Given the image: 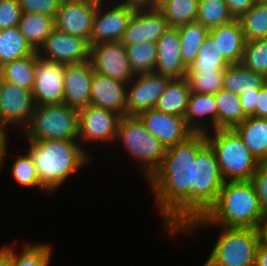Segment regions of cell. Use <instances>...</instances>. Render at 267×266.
I'll use <instances>...</instances> for the list:
<instances>
[{"instance_id": "22", "label": "cell", "mask_w": 267, "mask_h": 266, "mask_svg": "<svg viewBox=\"0 0 267 266\" xmlns=\"http://www.w3.org/2000/svg\"><path fill=\"white\" fill-rule=\"evenodd\" d=\"M208 35L230 64L241 63L246 40L239 19L210 29Z\"/></svg>"}, {"instance_id": "12", "label": "cell", "mask_w": 267, "mask_h": 266, "mask_svg": "<svg viewBox=\"0 0 267 266\" xmlns=\"http://www.w3.org/2000/svg\"><path fill=\"white\" fill-rule=\"evenodd\" d=\"M40 58L62 64H77L90 60L89 42L54 28L37 51Z\"/></svg>"}, {"instance_id": "20", "label": "cell", "mask_w": 267, "mask_h": 266, "mask_svg": "<svg viewBox=\"0 0 267 266\" xmlns=\"http://www.w3.org/2000/svg\"><path fill=\"white\" fill-rule=\"evenodd\" d=\"M156 45L158 54L154 72L171 79L185 78L188 68L182 60L178 28L169 27Z\"/></svg>"}, {"instance_id": "24", "label": "cell", "mask_w": 267, "mask_h": 266, "mask_svg": "<svg viewBox=\"0 0 267 266\" xmlns=\"http://www.w3.org/2000/svg\"><path fill=\"white\" fill-rule=\"evenodd\" d=\"M267 84V78L245 68L241 63L230 64L223 74V89L236 95L246 92H260Z\"/></svg>"}, {"instance_id": "6", "label": "cell", "mask_w": 267, "mask_h": 266, "mask_svg": "<svg viewBox=\"0 0 267 266\" xmlns=\"http://www.w3.org/2000/svg\"><path fill=\"white\" fill-rule=\"evenodd\" d=\"M78 110L65 103L36 105L22 132L29 141L78 140Z\"/></svg>"}, {"instance_id": "10", "label": "cell", "mask_w": 267, "mask_h": 266, "mask_svg": "<svg viewBox=\"0 0 267 266\" xmlns=\"http://www.w3.org/2000/svg\"><path fill=\"white\" fill-rule=\"evenodd\" d=\"M120 118L113 111L91 104L78 110V141L115 143Z\"/></svg>"}, {"instance_id": "45", "label": "cell", "mask_w": 267, "mask_h": 266, "mask_svg": "<svg viewBox=\"0 0 267 266\" xmlns=\"http://www.w3.org/2000/svg\"><path fill=\"white\" fill-rule=\"evenodd\" d=\"M233 19H240L256 3V0H225Z\"/></svg>"}, {"instance_id": "1", "label": "cell", "mask_w": 267, "mask_h": 266, "mask_svg": "<svg viewBox=\"0 0 267 266\" xmlns=\"http://www.w3.org/2000/svg\"><path fill=\"white\" fill-rule=\"evenodd\" d=\"M206 142L205 133H193L167 148L161 165L147 180L163 219L161 230L167 235L179 234L193 221V163Z\"/></svg>"}, {"instance_id": "50", "label": "cell", "mask_w": 267, "mask_h": 266, "mask_svg": "<svg viewBox=\"0 0 267 266\" xmlns=\"http://www.w3.org/2000/svg\"><path fill=\"white\" fill-rule=\"evenodd\" d=\"M255 266H267V246L261 243L256 250Z\"/></svg>"}, {"instance_id": "35", "label": "cell", "mask_w": 267, "mask_h": 266, "mask_svg": "<svg viewBox=\"0 0 267 266\" xmlns=\"http://www.w3.org/2000/svg\"><path fill=\"white\" fill-rule=\"evenodd\" d=\"M233 20L225 0H199L196 21L208 30Z\"/></svg>"}, {"instance_id": "19", "label": "cell", "mask_w": 267, "mask_h": 266, "mask_svg": "<svg viewBox=\"0 0 267 266\" xmlns=\"http://www.w3.org/2000/svg\"><path fill=\"white\" fill-rule=\"evenodd\" d=\"M93 72L90 60L77 64H65L64 103L66 105L80 110L90 104Z\"/></svg>"}, {"instance_id": "43", "label": "cell", "mask_w": 267, "mask_h": 266, "mask_svg": "<svg viewBox=\"0 0 267 266\" xmlns=\"http://www.w3.org/2000/svg\"><path fill=\"white\" fill-rule=\"evenodd\" d=\"M23 12L39 13L55 18L61 2L59 0H18Z\"/></svg>"}, {"instance_id": "41", "label": "cell", "mask_w": 267, "mask_h": 266, "mask_svg": "<svg viewBox=\"0 0 267 266\" xmlns=\"http://www.w3.org/2000/svg\"><path fill=\"white\" fill-rule=\"evenodd\" d=\"M121 42L125 45H134L145 42L144 7L136 8L133 13Z\"/></svg>"}, {"instance_id": "18", "label": "cell", "mask_w": 267, "mask_h": 266, "mask_svg": "<svg viewBox=\"0 0 267 266\" xmlns=\"http://www.w3.org/2000/svg\"><path fill=\"white\" fill-rule=\"evenodd\" d=\"M90 104L119 114L127 115V83L93 72Z\"/></svg>"}, {"instance_id": "17", "label": "cell", "mask_w": 267, "mask_h": 266, "mask_svg": "<svg viewBox=\"0 0 267 266\" xmlns=\"http://www.w3.org/2000/svg\"><path fill=\"white\" fill-rule=\"evenodd\" d=\"M137 116L147 131L157 138L166 149L185 141L194 133L186 125L184 117L166 114L155 108L142 111Z\"/></svg>"}, {"instance_id": "2", "label": "cell", "mask_w": 267, "mask_h": 266, "mask_svg": "<svg viewBox=\"0 0 267 266\" xmlns=\"http://www.w3.org/2000/svg\"><path fill=\"white\" fill-rule=\"evenodd\" d=\"M264 219L259 199L250 180L226 181L214 204L206 213L191 221L180 233L188 237L196 229L215 226L258 229ZM204 227V228H203Z\"/></svg>"}, {"instance_id": "40", "label": "cell", "mask_w": 267, "mask_h": 266, "mask_svg": "<svg viewBox=\"0 0 267 266\" xmlns=\"http://www.w3.org/2000/svg\"><path fill=\"white\" fill-rule=\"evenodd\" d=\"M169 28L163 13L157 7H144L145 42H154Z\"/></svg>"}, {"instance_id": "51", "label": "cell", "mask_w": 267, "mask_h": 266, "mask_svg": "<svg viewBox=\"0 0 267 266\" xmlns=\"http://www.w3.org/2000/svg\"><path fill=\"white\" fill-rule=\"evenodd\" d=\"M258 232L260 236V243L267 246V217H264V219L260 222Z\"/></svg>"}, {"instance_id": "52", "label": "cell", "mask_w": 267, "mask_h": 266, "mask_svg": "<svg viewBox=\"0 0 267 266\" xmlns=\"http://www.w3.org/2000/svg\"><path fill=\"white\" fill-rule=\"evenodd\" d=\"M135 7H153V0H119Z\"/></svg>"}, {"instance_id": "56", "label": "cell", "mask_w": 267, "mask_h": 266, "mask_svg": "<svg viewBox=\"0 0 267 266\" xmlns=\"http://www.w3.org/2000/svg\"><path fill=\"white\" fill-rule=\"evenodd\" d=\"M256 2H258V3H266L267 4V0H256Z\"/></svg>"}, {"instance_id": "46", "label": "cell", "mask_w": 267, "mask_h": 266, "mask_svg": "<svg viewBox=\"0 0 267 266\" xmlns=\"http://www.w3.org/2000/svg\"><path fill=\"white\" fill-rule=\"evenodd\" d=\"M259 93L260 92H246L239 95L244 114L247 117H251L255 114Z\"/></svg>"}, {"instance_id": "44", "label": "cell", "mask_w": 267, "mask_h": 266, "mask_svg": "<svg viewBox=\"0 0 267 266\" xmlns=\"http://www.w3.org/2000/svg\"><path fill=\"white\" fill-rule=\"evenodd\" d=\"M259 199L264 217H267V163L260 164L250 180Z\"/></svg>"}, {"instance_id": "7", "label": "cell", "mask_w": 267, "mask_h": 266, "mask_svg": "<svg viewBox=\"0 0 267 266\" xmlns=\"http://www.w3.org/2000/svg\"><path fill=\"white\" fill-rule=\"evenodd\" d=\"M220 234L202 266H255L258 229L219 228Z\"/></svg>"}, {"instance_id": "37", "label": "cell", "mask_w": 267, "mask_h": 266, "mask_svg": "<svg viewBox=\"0 0 267 266\" xmlns=\"http://www.w3.org/2000/svg\"><path fill=\"white\" fill-rule=\"evenodd\" d=\"M246 41L267 38V4L258 3L239 19Z\"/></svg>"}, {"instance_id": "9", "label": "cell", "mask_w": 267, "mask_h": 266, "mask_svg": "<svg viewBox=\"0 0 267 266\" xmlns=\"http://www.w3.org/2000/svg\"><path fill=\"white\" fill-rule=\"evenodd\" d=\"M105 4L104 2L97 5L90 36V47L101 42L121 41L137 8L118 0L115 4L112 2L106 6Z\"/></svg>"}, {"instance_id": "23", "label": "cell", "mask_w": 267, "mask_h": 266, "mask_svg": "<svg viewBox=\"0 0 267 266\" xmlns=\"http://www.w3.org/2000/svg\"><path fill=\"white\" fill-rule=\"evenodd\" d=\"M233 129L256 160L267 163V118L247 117Z\"/></svg>"}, {"instance_id": "57", "label": "cell", "mask_w": 267, "mask_h": 266, "mask_svg": "<svg viewBox=\"0 0 267 266\" xmlns=\"http://www.w3.org/2000/svg\"><path fill=\"white\" fill-rule=\"evenodd\" d=\"M61 3L63 2H69V1H75V0H59Z\"/></svg>"}, {"instance_id": "3", "label": "cell", "mask_w": 267, "mask_h": 266, "mask_svg": "<svg viewBox=\"0 0 267 266\" xmlns=\"http://www.w3.org/2000/svg\"><path fill=\"white\" fill-rule=\"evenodd\" d=\"M28 141L27 153L36 167L40 183L56 192L75 172L91 163V153L78 140Z\"/></svg>"}, {"instance_id": "49", "label": "cell", "mask_w": 267, "mask_h": 266, "mask_svg": "<svg viewBox=\"0 0 267 266\" xmlns=\"http://www.w3.org/2000/svg\"><path fill=\"white\" fill-rule=\"evenodd\" d=\"M0 266H12V245L0 248Z\"/></svg>"}, {"instance_id": "8", "label": "cell", "mask_w": 267, "mask_h": 266, "mask_svg": "<svg viewBox=\"0 0 267 266\" xmlns=\"http://www.w3.org/2000/svg\"><path fill=\"white\" fill-rule=\"evenodd\" d=\"M224 183L215 151L206 142L193 163V220L202 217L214 204Z\"/></svg>"}, {"instance_id": "54", "label": "cell", "mask_w": 267, "mask_h": 266, "mask_svg": "<svg viewBox=\"0 0 267 266\" xmlns=\"http://www.w3.org/2000/svg\"><path fill=\"white\" fill-rule=\"evenodd\" d=\"M164 0H153V7H157L160 3H162Z\"/></svg>"}, {"instance_id": "48", "label": "cell", "mask_w": 267, "mask_h": 266, "mask_svg": "<svg viewBox=\"0 0 267 266\" xmlns=\"http://www.w3.org/2000/svg\"><path fill=\"white\" fill-rule=\"evenodd\" d=\"M253 116L258 118H267V84L260 89L256 111Z\"/></svg>"}, {"instance_id": "53", "label": "cell", "mask_w": 267, "mask_h": 266, "mask_svg": "<svg viewBox=\"0 0 267 266\" xmlns=\"http://www.w3.org/2000/svg\"><path fill=\"white\" fill-rule=\"evenodd\" d=\"M5 82V75H4V66L0 64V87Z\"/></svg>"}, {"instance_id": "15", "label": "cell", "mask_w": 267, "mask_h": 266, "mask_svg": "<svg viewBox=\"0 0 267 266\" xmlns=\"http://www.w3.org/2000/svg\"><path fill=\"white\" fill-rule=\"evenodd\" d=\"M65 64L38 58L35 65V82L32 90L36 105L64 103Z\"/></svg>"}, {"instance_id": "32", "label": "cell", "mask_w": 267, "mask_h": 266, "mask_svg": "<svg viewBox=\"0 0 267 266\" xmlns=\"http://www.w3.org/2000/svg\"><path fill=\"white\" fill-rule=\"evenodd\" d=\"M199 0H164L157 8L163 13L169 27H179L196 21Z\"/></svg>"}, {"instance_id": "42", "label": "cell", "mask_w": 267, "mask_h": 266, "mask_svg": "<svg viewBox=\"0 0 267 266\" xmlns=\"http://www.w3.org/2000/svg\"><path fill=\"white\" fill-rule=\"evenodd\" d=\"M22 13L18 0H0V30L18 26Z\"/></svg>"}, {"instance_id": "33", "label": "cell", "mask_w": 267, "mask_h": 266, "mask_svg": "<svg viewBox=\"0 0 267 266\" xmlns=\"http://www.w3.org/2000/svg\"><path fill=\"white\" fill-rule=\"evenodd\" d=\"M15 240L12 244V266H50L52 245L49 243H25L22 250H15ZM17 251V252H16Z\"/></svg>"}, {"instance_id": "27", "label": "cell", "mask_w": 267, "mask_h": 266, "mask_svg": "<svg viewBox=\"0 0 267 266\" xmlns=\"http://www.w3.org/2000/svg\"><path fill=\"white\" fill-rule=\"evenodd\" d=\"M34 52L18 26L0 30V64L4 65Z\"/></svg>"}, {"instance_id": "4", "label": "cell", "mask_w": 267, "mask_h": 266, "mask_svg": "<svg viewBox=\"0 0 267 266\" xmlns=\"http://www.w3.org/2000/svg\"><path fill=\"white\" fill-rule=\"evenodd\" d=\"M116 141L122 145L129 157L139 163L145 180L159 168L166 153L165 146L147 131L137 115L120 118Z\"/></svg>"}, {"instance_id": "34", "label": "cell", "mask_w": 267, "mask_h": 266, "mask_svg": "<svg viewBox=\"0 0 267 266\" xmlns=\"http://www.w3.org/2000/svg\"><path fill=\"white\" fill-rule=\"evenodd\" d=\"M127 57L134 75L154 72L157 61V45L144 42L126 46Z\"/></svg>"}, {"instance_id": "28", "label": "cell", "mask_w": 267, "mask_h": 266, "mask_svg": "<svg viewBox=\"0 0 267 266\" xmlns=\"http://www.w3.org/2000/svg\"><path fill=\"white\" fill-rule=\"evenodd\" d=\"M180 50L184 65L188 68L196 59L197 53L209 30L200 22L194 21L179 26Z\"/></svg>"}, {"instance_id": "14", "label": "cell", "mask_w": 267, "mask_h": 266, "mask_svg": "<svg viewBox=\"0 0 267 266\" xmlns=\"http://www.w3.org/2000/svg\"><path fill=\"white\" fill-rule=\"evenodd\" d=\"M170 80L156 72L135 75L127 83V115H138L155 108Z\"/></svg>"}, {"instance_id": "47", "label": "cell", "mask_w": 267, "mask_h": 266, "mask_svg": "<svg viewBox=\"0 0 267 266\" xmlns=\"http://www.w3.org/2000/svg\"><path fill=\"white\" fill-rule=\"evenodd\" d=\"M8 130V127L0 125V172L3 171L2 169L4 168V163L6 162L5 159L8 157L7 154H11L8 150V141L10 138V136H8Z\"/></svg>"}, {"instance_id": "13", "label": "cell", "mask_w": 267, "mask_h": 266, "mask_svg": "<svg viewBox=\"0 0 267 266\" xmlns=\"http://www.w3.org/2000/svg\"><path fill=\"white\" fill-rule=\"evenodd\" d=\"M93 70L112 79L128 83L135 76L121 41L101 42L90 47Z\"/></svg>"}, {"instance_id": "16", "label": "cell", "mask_w": 267, "mask_h": 266, "mask_svg": "<svg viewBox=\"0 0 267 266\" xmlns=\"http://www.w3.org/2000/svg\"><path fill=\"white\" fill-rule=\"evenodd\" d=\"M98 3L88 0L63 2L54 22L59 31L82 37L90 43Z\"/></svg>"}, {"instance_id": "31", "label": "cell", "mask_w": 267, "mask_h": 266, "mask_svg": "<svg viewBox=\"0 0 267 266\" xmlns=\"http://www.w3.org/2000/svg\"><path fill=\"white\" fill-rule=\"evenodd\" d=\"M229 65L230 63L224 58L217 44L208 35L187 72H220Z\"/></svg>"}, {"instance_id": "55", "label": "cell", "mask_w": 267, "mask_h": 266, "mask_svg": "<svg viewBox=\"0 0 267 266\" xmlns=\"http://www.w3.org/2000/svg\"><path fill=\"white\" fill-rule=\"evenodd\" d=\"M88 1H92V2H96V3H108V0H88ZM107 1V2H106Z\"/></svg>"}, {"instance_id": "21", "label": "cell", "mask_w": 267, "mask_h": 266, "mask_svg": "<svg viewBox=\"0 0 267 266\" xmlns=\"http://www.w3.org/2000/svg\"><path fill=\"white\" fill-rule=\"evenodd\" d=\"M184 119L186 125L194 133H206L218 129V108L215 95L191 92Z\"/></svg>"}, {"instance_id": "39", "label": "cell", "mask_w": 267, "mask_h": 266, "mask_svg": "<svg viewBox=\"0 0 267 266\" xmlns=\"http://www.w3.org/2000/svg\"><path fill=\"white\" fill-rule=\"evenodd\" d=\"M220 72H187L186 79L190 92L201 94H216L223 89V74Z\"/></svg>"}, {"instance_id": "25", "label": "cell", "mask_w": 267, "mask_h": 266, "mask_svg": "<svg viewBox=\"0 0 267 266\" xmlns=\"http://www.w3.org/2000/svg\"><path fill=\"white\" fill-rule=\"evenodd\" d=\"M190 93L186 78L171 79L158 99L155 109L166 114L184 117Z\"/></svg>"}, {"instance_id": "30", "label": "cell", "mask_w": 267, "mask_h": 266, "mask_svg": "<svg viewBox=\"0 0 267 266\" xmlns=\"http://www.w3.org/2000/svg\"><path fill=\"white\" fill-rule=\"evenodd\" d=\"M38 52L4 64L5 81L19 87L33 90L35 82V65Z\"/></svg>"}, {"instance_id": "5", "label": "cell", "mask_w": 267, "mask_h": 266, "mask_svg": "<svg viewBox=\"0 0 267 266\" xmlns=\"http://www.w3.org/2000/svg\"><path fill=\"white\" fill-rule=\"evenodd\" d=\"M205 136L215 151L225 182L251 180L261 163L250 153L233 128L211 130Z\"/></svg>"}, {"instance_id": "36", "label": "cell", "mask_w": 267, "mask_h": 266, "mask_svg": "<svg viewBox=\"0 0 267 266\" xmlns=\"http://www.w3.org/2000/svg\"><path fill=\"white\" fill-rule=\"evenodd\" d=\"M15 161L10 166L11 174L17 184L21 187L38 188L40 193L51 194L41 183L37 175L36 167L32 161L30 155L20 153L19 156L15 157Z\"/></svg>"}, {"instance_id": "26", "label": "cell", "mask_w": 267, "mask_h": 266, "mask_svg": "<svg viewBox=\"0 0 267 266\" xmlns=\"http://www.w3.org/2000/svg\"><path fill=\"white\" fill-rule=\"evenodd\" d=\"M18 27L32 48L38 51L55 28L54 17L23 12Z\"/></svg>"}, {"instance_id": "11", "label": "cell", "mask_w": 267, "mask_h": 266, "mask_svg": "<svg viewBox=\"0 0 267 266\" xmlns=\"http://www.w3.org/2000/svg\"><path fill=\"white\" fill-rule=\"evenodd\" d=\"M35 106L31 90L6 81L0 87V125L8 128L17 126L24 130Z\"/></svg>"}, {"instance_id": "38", "label": "cell", "mask_w": 267, "mask_h": 266, "mask_svg": "<svg viewBox=\"0 0 267 266\" xmlns=\"http://www.w3.org/2000/svg\"><path fill=\"white\" fill-rule=\"evenodd\" d=\"M241 64L267 78V38L246 41Z\"/></svg>"}, {"instance_id": "29", "label": "cell", "mask_w": 267, "mask_h": 266, "mask_svg": "<svg viewBox=\"0 0 267 266\" xmlns=\"http://www.w3.org/2000/svg\"><path fill=\"white\" fill-rule=\"evenodd\" d=\"M214 95L218 108V129L234 128L247 118L239 95L224 89Z\"/></svg>"}]
</instances>
